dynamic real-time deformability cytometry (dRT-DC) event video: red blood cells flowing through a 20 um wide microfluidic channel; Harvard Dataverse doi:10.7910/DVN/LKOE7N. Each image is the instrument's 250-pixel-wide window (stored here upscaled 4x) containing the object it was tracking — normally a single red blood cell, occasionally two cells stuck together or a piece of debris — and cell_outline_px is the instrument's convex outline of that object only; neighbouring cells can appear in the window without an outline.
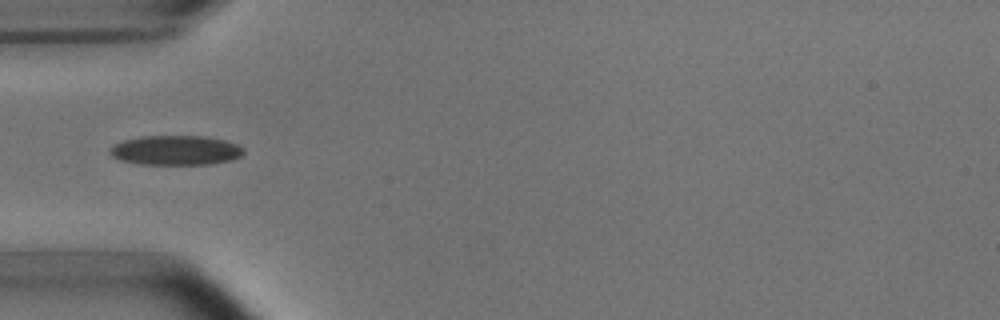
{"species": "common noctule bat (a hibernating species)", "species_latin": "Nyctalus noctula", "temperature_condition": "room temperature", "stored_images_in_passage": 10, "camera_frame_rate_fps": 3000, "um_per_image_px": 0.085, "animal": {"sex": "male", "body_mass_g": 15.6}, "frame": {"image": 1, "passage_image": 4, "time_ms": 3.667, "image_size_px": [1000, 320], "cell_outline_px": [[244, 152], [240, 156], [232, 160], [212, 164], [140, 164], [120, 160], [112, 156], [112, 148], [116, 144], [124, 140], [140, 136], [204, 136], [224, 140], [236, 144], [244, 148]], "centroid_in_image_um": [14.98, 12.77], "position_along_channel_um": 70.0, "area_um2": 22.89}}
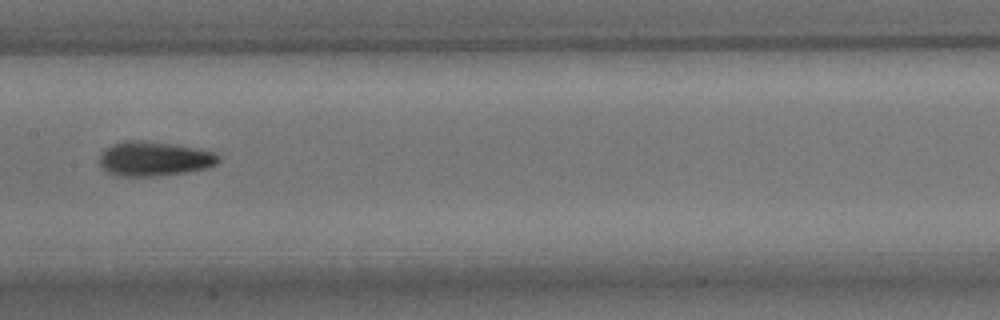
{"frame": {"image": 2, "passage_image": 7, "time_ms": 7.0, "image_size_px": [1000, 320], "cell_outline_px": [[220, 160], [216, 164], [208, 168], [184, 172], [156, 176], [116, 176], [108, 172], [100, 164], [100, 156], [112, 144], [124, 140], [136, 140], [172, 144], [212, 152], [220, 156]], "centroid_in_image_um": [13.1, 13.5], "position_along_channel_um": 194.3, "area_um2": 23.52}}
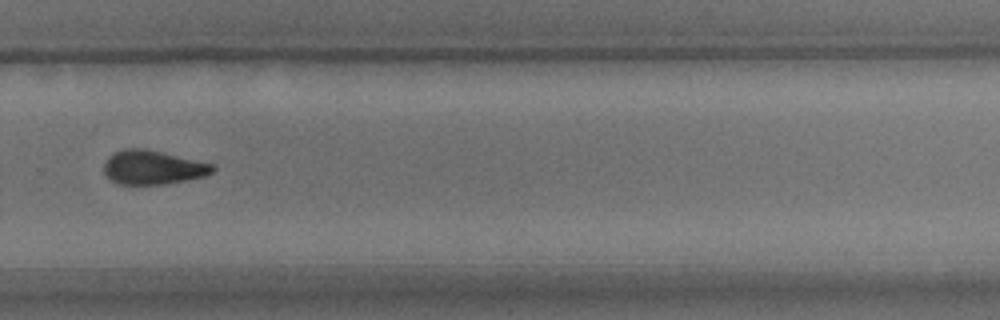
{"frame": {"image": 3, "passage_image": 10, "time_ms": 10.333, "image_size_px": [1000, 320], "cell_outline_px": [[216, 168], [212, 172], [204, 176], [164, 184], [116, 184], [108, 180], [104, 172], [104, 164], [108, 156], [116, 152], [128, 148], [140, 148], [160, 152], [216, 164]], "centroid_in_image_um": [12.97, 14.24], "position_along_channel_um": 316.8, "area_um2": 21.44}}